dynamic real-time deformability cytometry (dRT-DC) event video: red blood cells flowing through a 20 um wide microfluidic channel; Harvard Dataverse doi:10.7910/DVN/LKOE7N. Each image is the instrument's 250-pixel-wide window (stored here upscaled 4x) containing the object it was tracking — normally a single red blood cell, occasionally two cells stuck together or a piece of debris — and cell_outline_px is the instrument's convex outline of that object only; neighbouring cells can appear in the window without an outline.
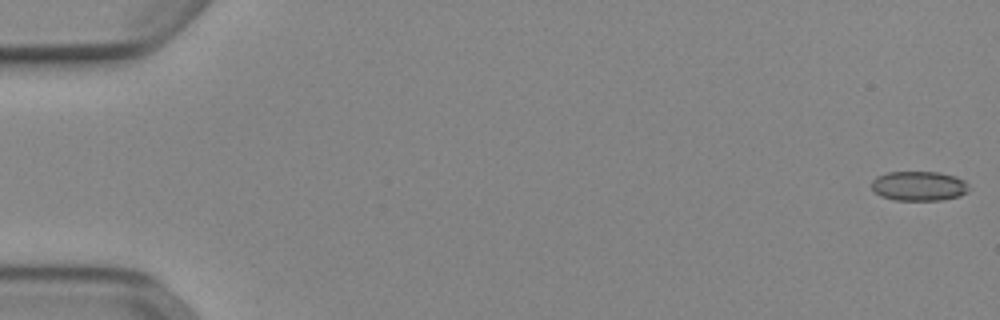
{"species": "Egyptian fruit bat (a non-hibernating species)", "species_latin": "Rousettus aegyptiacus", "temperature_condition": "cold", "stored_images_in_passage": 52, "camera_frame_rate_fps": 3000, "um_per_image_px": 0.085, "animal": {"sex": "female"}, "frame": {"image": 1, "passage_image": 1, "time_ms": 0.0, "image_size_px": [1000, 320], "cell_outline_px": [[968, 192], [960, 196], [940, 200], [892, 200], [880, 196], [872, 188], [872, 180], [876, 176], [888, 172], [940, 172], [956, 176], [964, 180], [968, 184]], "centroid_in_image_um": [78.11, 15.81], "position_along_channel_um": 6.9, "area_um2": 16.94}}
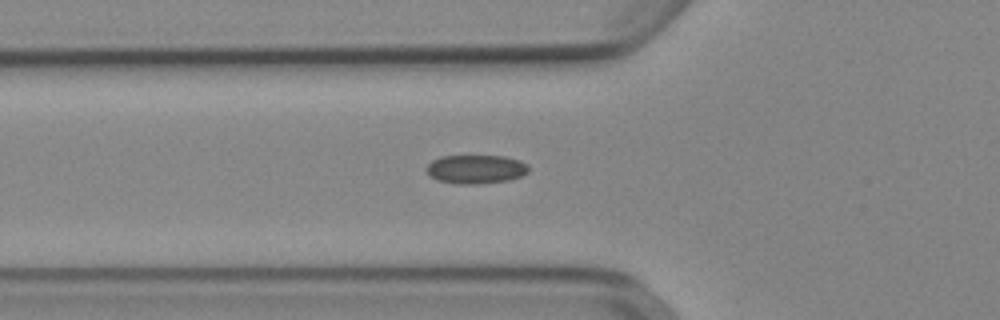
{"frame": {"image": 2, "passage_image": 19, "time_ms": 6.0, "image_size_px": [1000, 320], "cell_outline_px": [[528, 172], [520, 176], [508, 180], [480, 184], [456, 184], [436, 180], [428, 176], [424, 168], [432, 160], [440, 156], [504, 156], [520, 160], [528, 164]], "centroid_in_image_um": [40.4, 14.38], "position_along_channel_um": 85.4, "area_um2": 17.4}}
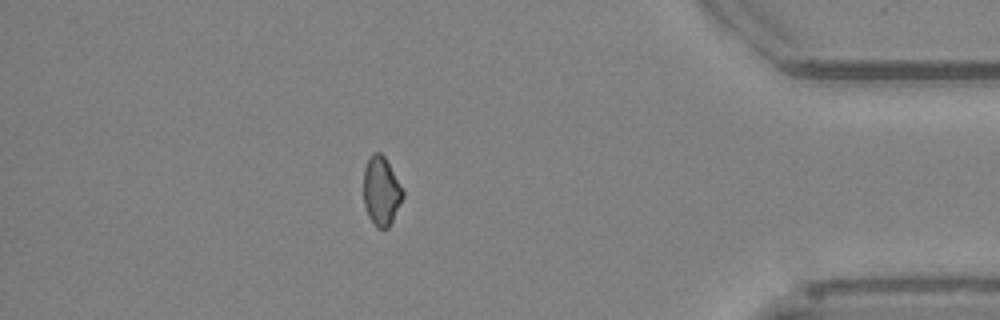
{"frame": {"image": 3, "passage_image": 46, "time_ms": 15.0, "image_size_px": [1000, 320], "cell_outline_px": [[404, 196], [388, 228], [376, 228], [368, 216], [364, 204], [364, 168], [372, 152], [380, 152], [384, 156], [404, 188]], "centroid_in_image_um": [32.42, 16.23], "position_along_channel_um": 402.8, "area_um2": 15.84}, "authors_computed_cell_mechanics": {"area_um2": 16.7909, "velocity_mm_per_s": 3.9393, "shape_relaxation_time_tau1_ms": null, "shape_relaxation_time_tau2_ms": 7.3564, "deformation_change_tau1": null, "deformation_change_tau2": 0.0936}}